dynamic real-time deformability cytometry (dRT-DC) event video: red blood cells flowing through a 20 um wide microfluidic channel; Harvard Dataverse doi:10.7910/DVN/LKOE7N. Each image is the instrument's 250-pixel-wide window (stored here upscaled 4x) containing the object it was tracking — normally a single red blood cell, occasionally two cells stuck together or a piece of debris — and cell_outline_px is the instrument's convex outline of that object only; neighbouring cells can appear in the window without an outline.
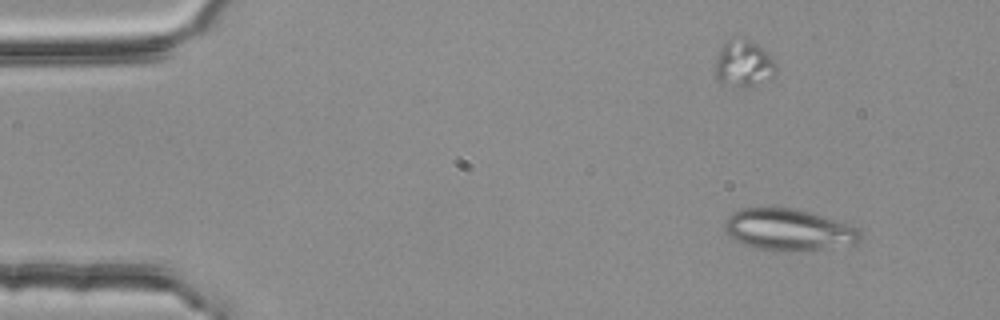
{"species": "common noctule bat (a hibernating species)", "species_latin": "Nyctalus noctula", "temperature_condition": "room temperature", "stored_images_in_passage": 4, "camera_frame_rate_fps": 3000, "um_per_image_px": 0.085, "animal": {"sex": "female", "body_mass_g": 25.1}, "frame": {"image": 1, "passage_image": 1, "time_ms": 0.0, "image_size_px": [1000, 320], "cell_outline_px": [[860, 240], [856, 244], [792, 252], [784, 252], [756, 248], [744, 244], [728, 236], [724, 232], [724, 220], [732, 212], [740, 208], [792, 208], [808, 212], [852, 224], [860, 228]], "centroid_in_image_um": [67.02, 19.53], "position_along_channel_um": 18.0, "area_um2": 33.23}}